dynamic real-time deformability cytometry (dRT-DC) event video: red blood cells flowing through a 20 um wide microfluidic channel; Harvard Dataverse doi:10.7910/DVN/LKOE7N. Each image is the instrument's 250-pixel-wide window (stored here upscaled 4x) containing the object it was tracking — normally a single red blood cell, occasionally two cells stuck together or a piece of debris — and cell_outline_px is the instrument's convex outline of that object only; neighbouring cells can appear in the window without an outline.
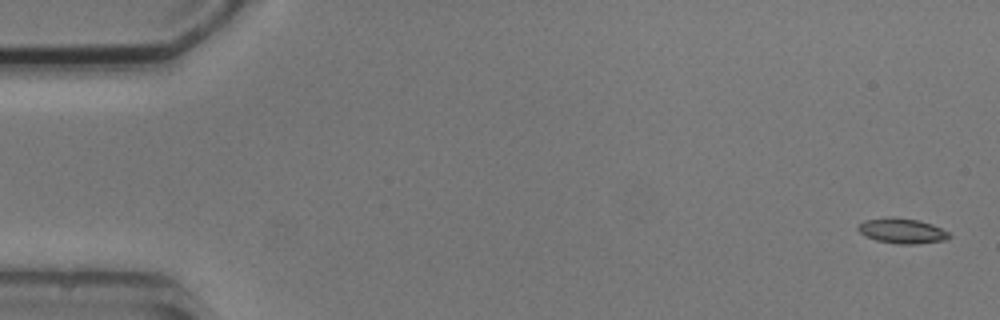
{"species": "common noctule bat (a hibernating species)", "species_latin": "Nyctalus noctula", "temperature_condition": "cold", "stored_images_in_passage": 5, "camera_frame_rate_fps": 3000, "um_per_image_px": 0.085, "animal": {"sex": "male", "body_mass_g": 20.5, "forearm_length_mm": 52.5}, "frame": {"image": 1, "passage_image": 1, "time_ms": 0.0, "image_size_px": [1000, 320], "cell_outline_px": [[952, 236], [944, 240], [916, 244], [896, 244], [876, 240], [860, 232], [856, 228], [864, 220], [920, 220], [932, 224], [948, 232]], "centroid_in_image_um": [76.74, 19.68], "position_along_channel_um": 8.3, "area_um2": 12.54}}
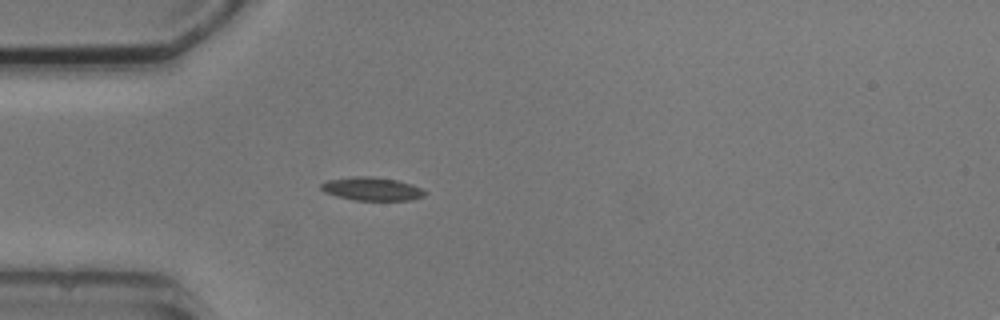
{"frame": {"image": 2, "passage_image": 5, "time_ms": 4.667, "image_size_px": [1000, 320], "cell_outline_px": [[428, 192], [424, 196], [412, 200], [356, 200], [336, 196], [324, 192], [320, 188], [320, 184], [328, 180], [352, 176], [372, 176], [396, 180], [412, 184]], "centroid_in_image_um": [31.61, 16.05], "position_along_channel_um": 53.4, "area_um2": 14.16}}